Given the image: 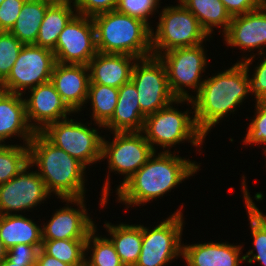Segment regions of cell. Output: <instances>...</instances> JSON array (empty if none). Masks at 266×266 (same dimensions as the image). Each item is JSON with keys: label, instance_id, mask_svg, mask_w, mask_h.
<instances>
[{"label": "cell", "instance_id": "cell-17", "mask_svg": "<svg viewBox=\"0 0 266 266\" xmlns=\"http://www.w3.org/2000/svg\"><path fill=\"white\" fill-rule=\"evenodd\" d=\"M222 35L228 46L238 47L244 52L258 49L257 55L262 57L266 47V4L257 10L232 17L228 29Z\"/></svg>", "mask_w": 266, "mask_h": 266}, {"label": "cell", "instance_id": "cell-21", "mask_svg": "<svg viewBox=\"0 0 266 266\" xmlns=\"http://www.w3.org/2000/svg\"><path fill=\"white\" fill-rule=\"evenodd\" d=\"M242 248L226 242L183 244L182 258L186 266H239L244 262Z\"/></svg>", "mask_w": 266, "mask_h": 266}, {"label": "cell", "instance_id": "cell-25", "mask_svg": "<svg viewBox=\"0 0 266 266\" xmlns=\"http://www.w3.org/2000/svg\"><path fill=\"white\" fill-rule=\"evenodd\" d=\"M242 178L243 198L250 221L249 224L254 246V249L248 250V252L243 255L244 262H248L249 264L259 262L262 266H266V215L259 210L252 200L247 189L248 186H246L245 176L243 175ZM254 250L256 251L255 254L253 252Z\"/></svg>", "mask_w": 266, "mask_h": 266}, {"label": "cell", "instance_id": "cell-22", "mask_svg": "<svg viewBox=\"0 0 266 266\" xmlns=\"http://www.w3.org/2000/svg\"><path fill=\"white\" fill-rule=\"evenodd\" d=\"M146 115L141 111L136 86L132 81L118 88V100L112 118L103 126L113 132H141Z\"/></svg>", "mask_w": 266, "mask_h": 266}, {"label": "cell", "instance_id": "cell-10", "mask_svg": "<svg viewBox=\"0 0 266 266\" xmlns=\"http://www.w3.org/2000/svg\"><path fill=\"white\" fill-rule=\"evenodd\" d=\"M203 45L176 48L158 56L166 67L170 91L177 99H191L192 94L185 88L197 93L204 82L201 74L209 61Z\"/></svg>", "mask_w": 266, "mask_h": 266}, {"label": "cell", "instance_id": "cell-1", "mask_svg": "<svg viewBox=\"0 0 266 266\" xmlns=\"http://www.w3.org/2000/svg\"><path fill=\"white\" fill-rule=\"evenodd\" d=\"M200 165L182 158L175 151L156 152L118 189L117 201L129 206L145 205L180 185L199 171Z\"/></svg>", "mask_w": 266, "mask_h": 266}, {"label": "cell", "instance_id": "cell-23", "mask_svg": "<svg viewBox=\"0 0 266 266\" xmlns=\"http://www.w3.org/2000/svg\"><path fill=\"white\" fill-rule=\"evenodd\" d=\"M0 238L6 250L17 244L42 245V227L22 214L0 215Z\"/></svg>", "mask_w": 266, "mask_h": 266}, {"label": "cell", "instance_id": "cell-44", "mask_svg": "<svg viewBox=\"0 0 266 266\" xmlns=\"http://www.w3.org/2000/svg\"><path fill=\"white\" fill-rule=\"evenodd\" d=\"M6 252L2 239L0 238V263L6 258Z\"/></svg>", "mask_w": 266, "mask_h": 266}, {"label": "cell", "instance_id": "cell-15", "mask_svg": "<svg viewBox=\"0 0 266 266\" xmlns=\"http://www.w3.org/2000/svg\"><path fill=\"white\" fill-rule=\"evenodd\" d=\"M86 198L60 199L67 206L55 211L49 222L42 226V240L87 239L88 234L96 227L88 216ZM77 205V209L68 204ZM79 208V209H78Z\"/></svg>", "mask_w": 266, "mask_h": 266}, {"label": "cell", "instance_id": "cell-30", "mask_svg": "<svg viewBox=\"0 0 266 266\" xmlns=\"http://www.w3.org/2000/svg\"><path fill=\"white\" fill-rule=\"evenodd\" d=\"M87 239L42 240L41 249L71 266H85Z\"/></svg>", "mask_w": 266, "mask_h": 266}, {"label": "cell", "instance_id": "cell-13", "mask_svg": "<svg viewBox=\"0 0 266 266\" xmlns=\"http://www.w3.org/2000/svg\"><path fill=\"white\" fill-rule=\"evenodd\" d=\"M53 52L58 63L88 65L98 53L92 17L76 14L60 32Z\"/></svg>", "mask_w": 266, "mask_h": 266}, {"label": "cell", "instance_id": "cell-41", "mask_svg": "<svg viewBox=\"0 0 266 266\" xmlns=\"http://www.w3.org/2000/svg\"><path fill=\"white\" fill-rule=\"evenodd\" d=\"M36 266H71V265L49 256L42 249H40L37 256Z\"/></svg>", "mask_w": 266, "mask_h": 266}, {"label": "cell", "instance_id": "cell-43", "mask_svg": "<svg viewBox=\"0 0 266 266\" xmlns=\"http://www.w3.org/2000/svg\"><path fill=\"white\" fill-rule=\"evenodd\" d=\"M0 266H36V263H12L7 258H5Z\"/></svg>", "mask_w": 266, "mask_h": 266}, {"label": "cell", "instance_id": "cell-26", "mask_svg": "<svg viewBox=\"0 0 266 266\" xmlns=\"http://www.w3.org/2000/svg\"><path fill=\"white\" fill-rule=\"evenodd\" d=\"M199 21L211 38L213 28H221L223 33L231 23V15L220 0H179Z\"/></svg>", "mask_w": 266, "mask_h": 266}, {"label": "cell", "instance_id": "cell-11", "mask_svg": "<svg viewBox=\"0 0 266 266\" xmlns=\"http://www.w3.org/2000/svg\"><path fill=\"white\" fill-rule=\"evenodd\" d=\"M55 64L53 51L34 44L24 45L0 90L23 95L27 89L49 82Z\"/></svg>", "mask_w": 266, "mask_h": 266}, {"label": "cell", "instance_id": "cell-33", "mask_svg": "<svg viewBox=\"0 0 266 266\" xmlns=\"http://www.w3.org/2000/svg\"><path fill=\"white\" fill-rule=\"evenodd\" d=\"M23 46L10 32L0 31V84L8 77Z\"/></svg>", "mask_w": 266, "mask_h": 266}, {"label": "cell", "instance_id": "cell-32", "mask_svg": "<svg viewBox=\"0 0 266 266\" xmlns=\"http://www.w3.org/2000/svg\"><path fill=\"white\" fill-rule=\"evenodd\" d=\"M28 163V145L0 144V185L17 176Z\"/></svg>", "mask_w": 266, "mask_h": 266}, {"label": "cell", "instance_id": "cell-34", "mask_svg": "<svg viewBox=\"0 0 266 266\" xmlns=\"http://www.w3.org/2000/svg\"><path fill=\"white\" fill-rule=\"evenodd\" d=\"M255 107V115L249 123L243 143L266 146V101L256 102ZM264 153L266 155V148H264Z\"/></svg>", "mask_w": 266, "mask_h": 266}, {"label": "cell", "instance_id": "cell-39", "mask_svg": "<svg viewBox=\"0 0 266 266\" xmlns=\"http://www.w3.org/2000/svg\"><path fill=\"white\" fill-rule=\"evenodd\" d=\"M42 245L17 244L6 252V258L12 263H36Z\"/></svg>", "mask_w": 266, "mask_h": 266}, {"label": "cell", "instance_id": "cell-14", "mask_svg": "<svg viewBox=\"0 0 266 266\" xmlns=\"http://www.w3.org/2000/svg\"><path fill=\"white\" fill-rule=\"evenodd\" d=\"M31 167L28 163L17 176L0 185V215L26 212L51 196L37 170L31 171Z\"/></svg>", "mask_w": 266, "mask_h": 266}, {"label": "cell", "instance_id": "cell-38", "mask_svg": "<svg viewBox=\"0 0 266 266\" xmlns=\"http://www.w3.org/2000/svg\"><path fill=\"white\" fill-rule=\"evenodd\" d=\"M26 0H4L0 4V31L9 32L20 14Z\"/></svg>", "mask_w": 266, "mask_h": 266}, {"label": "cell", "instance_id": "cell-5", "mask_svg": "<svg viewBox=\"0 0 266 266\" xmlns=\"http://www.w3.org/2000/svg\"><path fill=\"white\" fill-rule=\"evenodd\" d=\"M185 101L186 99H176L165 108L145 117L141 132L155 152L158 149L155 146H161L163 152H170V148L186 140L200 148L205 143V135L198 129L195 116H190L189 110L182 112L173 107Z\"/></svg>", "mask_w": 266, "mask_h": 266}, {"label": "cell", "instance_id": "cell-18", "mask_svg": "<svg viewBox=\"0 0 266 266\" xmlns=\"http://www.w3.org/2000/svg\"><path fill=\"white\" fill-rule=\"evenodd\" d=\"M50 81L74 113L82 111V106L87 101L90 82L88 65L56 62Z\"/></svg>", "mask_w": 266, "mask_h": 266}, {"label": "cell", "instance_id": "cell-8", "mask_svg": "<svg viewBox=\"0 0 266 266\" xmlns=\"http://www.w3.org/2000/svg\"><path fill=\"white\" fill-rule=\"evenodd\" d=\"M89 124L92 125L67 118L47 125L40 133L87 167L100 162L103 139L97 129L88 127Z\"/></svg>", "mask_w": 266, "mask_h": 266}, {"label": "cell", "instance_id": "cell-28", "mask_svg": "<svg viewBox=\"0 0 266 266\" xmlns=\"http://www.w3.org/2000/svg\"><path fill=\"white\" fill-rule=\"evenodd\" d=\"M76 14L74 6L50 5L46 10L34 45L53 51L60 32Z\"/></svg>", "mask_w": 266, "mask_h": 266}, {"label": "cell", "instance_id": "cell-35", "mask_svg": "<svg viewBox=\"0 0 266 266\" xmlns=\"http://www.w3.org/2000/svg\"><path fill=\"white\" fill-rule=\"evenodd\" d=\"M160 0H118L116 10L131 17L138 18L148 25L149 17L157 11Z\"/></svg>", "mask_w": 266, "mask_h": 266}, {"label": "cell", "instance_id": "cell-16", "mask_svg": "<svg viewBox=\"0 0 266 266\" xmlns=\"http://www.w3.org/2000/svg\"><path fill=\"white\" fill-rule=\"evenodd\" d=\"M28 92L29 98L24 99L26 118L34 132H41L47 125L67 119V115L74 113L51 81L40 84Z\"/></svg>", "mask_w": 266, "mask_h": 266}, {"label": "cell", "instance_id": "cell-40", "mask_svg": "<svg viewBox=\"0 0 266 266\" xmlns=\"http://www.w3.org/2000/svg\"><path fill=\"white\" fill-rule=\"evenodd\" d=\"M231 17L257 10L266 4V0H220Z\"/></svg>", "mask_w": 266, "mask_h": 266}, {"label": "cell", "instance_id": "cell-27", "mask_svg": "<svg viewBox=\"0 0 266 266\" xmlns=\"http://www.w3.org/2000/svg\"><path fill=\"white\" fill-rule=\"evenodd\" d=\"M49 6L40 0H26L22 5L18 19L9 32L24 45L35 44Z\"/></svg>", "mask_w": 266, "mask_h": 266}, {"label": "cell", "instance_id": "cell-31", "mask_svg": "<svg viewBox=\"0 0 266 266\" xmlns=\"http://www.w3.org/2000/svg\"><path fill=\"white\" fill-rule=\"evenodd\" d=\"M95 227L86 240L85 266H125L116 252L114 244L107 237L96 234ZM96 234V235H95ZM91 249V257H88ZM88 252V253H87Z\"/></svg>", "mask_w": 266, "mask_h": 266}, {"label": "cell", "instance_id": "cell-4", "mask_svg": "<svg viewBox=\"0 0 266 266\" xmlns=\"http://www.w3.org/2000/svg\"><path fill=\"white\" fill-rule=\"evenodd\" d=\"M92 19L98 52L126 54L138 59L153 56V27L144 21L116 9L97 14Z\"/></svg>", "mask_w": 266, "mask_h": 266}, {"label": "cell", "instance_id": "cell-42", "mask_svg": "<svg viewBox=\"0 0 266 266\" xmlns=\"http://www.w3.org/2000/svg\"><path fill=\"white\" fill-rule=\"evenodd\" d=\"M40 1L47 3L49 5H67V6H74V7L76 3V0H40Z\"/></svg>", "mask_w": 266, "mask_h": 266}, {"label": "cell", "instance_id": "cell-6", "mask_svg": "<svg viewBox=\"0 0 266 266\" xmlns=\"http://www.w3.org/2000/svg\"><path fill=\"white\" fill-rule=\"evenodd\" d=\"M111 142L102 139L101 161L107 158L109 173L103 184L100 198V206L107 205L110 196V171H116L125 175L117 189L135 174L148 159L154 154V150L146 140L142 132H113Z\"/></svg>", "mask_w": 266, "mask_h": 266}, {"label": "cell", "instance_id": "cell-12", "mask_svg": "<svg viewBox=\"0 0 266 266\" xmlns=\"http://www.w3.org/2000/svg\"><path fill=\"white\" fill-rule=\"evenodd\" d=\"M131 81L137 89L140 109L146 116L177 99L170 91L166 67L159 57L138 59L133 67Z\"/></svg>", "mask_w": 266, "mask_h": 266}, {"label": "cell", "instance_id": "cell-29", "mask_svg": "<svg viewBox=\"0 0 266 266\" xmlns=\"http://www.w3.org/2000/svg\"><path fill=\"white\" fill-rule=\"evenodd\" d=\"M118 100V89L106 85L89 83L86 104L92 106V120L99 128L112 118Z\"/></svg>", "mask_w": 266, "mask_h": 266}, {"label": "cell", "instance_id": "cell-2", "mask_svg": "<svg viewBox=\"0 0 266 266\" xmlns=\"http://www.w3.org/2000/svg\"><path fill=\"white\" fill-rule=\"evenodd\" d=\"M249 93L247 68L238 61L228 70L204 79L196 96L186 102L191 104L194 111L189 113H194L198 129L206 137L212 127L242 105Z\"/></svg>", "mask_w": 266, "mask_h": 266}, {"label": "cell", "instance_id": "cell-24", "mask_svg": "<svg viewBox=\"0 0 266 266\" xmlns=\"http://www.w3.org/2000/svg\"><path fill=\"white\" fill-rule=\"evenodd\" d=\"M117 254L125 266H135L142 247V225L104 223Z\"/></svg>", "mask_w": 266, "mask_h": 266}, {"label": "cell", "instance_id": "cell-7", "mask_svg": "<svg viewBox=\"0 0 266 266\" xmlns=\"http://www.w3.org/2000/svg\"><path fill=\"white\" fill-rule=\"evenodd\" d=\"M178 3L161 9L156 31L152 29V54L155 57L172 49L197 46L209 39L198 19Z\"/></svg>", "mask_w": 266, "mask_h": 266}, {"label": "cell", "instance_id": "cell-3", "mask_svg": "<svg viewBox=\"0 0 266 266\" xmlns=\"http://www.w3.org/2000/svg\"><path fill=\"white\" fill-rule=\"evenodd\" d=\"M29 164L37 166V173L47 191L59 199L85 198L86 167L64 150L49 142L40 132H35L28 144Z\"/></svg>", "mask_w": 266, "mask_h": 266}, {"label": "cell", "instance_id": "cell-36", "mask_svg": "<svg viewBox=\"0 0 266 266\" xmlns=\"http://www.w3.org/2000/svg\"><path fill=\"white\" fill-rule=\"evenodd\" d=\"M264 59L261 60L258 66H255V71H253V75L251 78L249 77V68L253 59L256 57L255 55H251L250 57H243L241 62L247 68V76L249 80L250 94H254L255 102L266 101V53H264Z\"/></svg>", "mask_w": 266, "mask_h": 266}, {"label": "cell", "instance_id": "cell-20", "mask_svg": "<svg viewBox=\"0 0 266 266\" xmlns=\"http://www.w3.org/2000/svg\"><path fill=\"white\" fill-rule=\"evenodd\" d=\"M34 133L26 118L24 96L0 90V144L18 136L28 145Z\"/></svg>", "mask_w": 266, "mask_h": 266}, {"label": "cell", "instance_id": "cell-37", "mask_svg": "<svg viewBox=\"0 0 266 266\" xmlns=\"http://www.w3.org/2000/svg\"><path fill=\"white\" fill-rule=\"evenodd\" d=\"M118 0H76L75 8L79 15L93 17L116 9Z\"/></svg>", "mask_w": 266, "mask_h": 266}, {"label": "cell", "instance_id": "cell-19", "mask_svg": "<svg viewBox=\"0 0 266 266\" xmlns=\"http://www.w3.org/2000/svg\"><path fill=\"white\" fill-rule=\"evenodd\" d=\"M138 60L126 54L98 52L89 62V83L119 88L131 81L133 67Z\"/></svg>", "mask_w": 266, "mask_h": 266}, {"label": "cell", "instance_id": "cell-9", "mask_svg": "<svg viewBox=\"0 0 266 266\" xmlns=\"http://www.w3.org/2000/svg\"><path fill=\"white\" fill-rule=\"evenodd\" d=\"M183 210L162 220L154 228L142 225V247L135 266H165L173 259L182 257Z\"/></svg>", "mask_w": 266, "mask_h": 266}]
</instances>
